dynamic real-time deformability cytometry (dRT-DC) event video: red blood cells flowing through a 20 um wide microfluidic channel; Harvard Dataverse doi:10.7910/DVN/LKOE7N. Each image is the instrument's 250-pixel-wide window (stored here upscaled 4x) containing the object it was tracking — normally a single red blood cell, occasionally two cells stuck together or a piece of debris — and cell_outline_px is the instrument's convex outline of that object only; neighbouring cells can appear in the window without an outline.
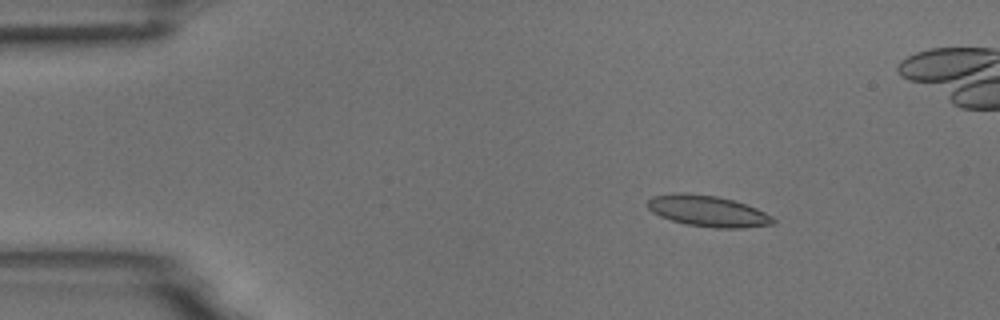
{"species": "common noctule bat (a hibernating species)", "species_latin": "Nyctalus noctula", "temperature_condition": "room temperature", "stored_images_in_passage": 6, "camera_frame_rate_fps": 3000, "um_per_image_px": 0.085, "animal": {"sex": "male", "body_mass_g": 18.8}, "frame": {"image": 1, "passage_image": 3, "time_ms": 0.667, "image_size_px": [1000, 320], "cell_outline_px": [[776, 224], [744, 228], [712, 228], [684, 224], [660, 216], [652, 212], [648, 208], [648, 200], [652, 196], [676, 192], [684, 192], [716, 196], [732, 200], [756, 208], [772, 216], [776, 220]], "centroid_in_image_um": [60.17, 17.95], "position_along_channel_um": 24.8, "area_um2": 22.89}}